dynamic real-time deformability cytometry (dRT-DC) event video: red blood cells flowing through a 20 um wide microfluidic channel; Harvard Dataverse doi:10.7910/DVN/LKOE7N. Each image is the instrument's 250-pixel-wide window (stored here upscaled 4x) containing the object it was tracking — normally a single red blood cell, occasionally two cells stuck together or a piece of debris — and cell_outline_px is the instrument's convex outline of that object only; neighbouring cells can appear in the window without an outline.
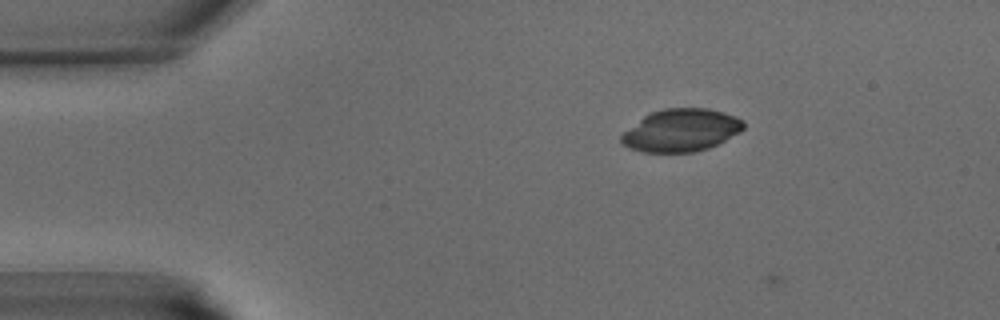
{"species": "common noctule bat (a hibernating species)", "species_latin": "Nyctalus noctula", "temperature_condition": "warm", "stored_images_in_passage": 4, "camera_frame_rate_fps": 3000, "um_per_image_px": 0.085, "animal": {"sex": "male", "body_mass_g": 15.6}, "frame": {"image": 1, "passage_image": 3, "time_ms": 0.667, "image_size_px": [1000, 320], "cell_outline_px": [[744, 128], [740, 132], [708, 148], [692, 152], [644, 152], [628, 148], [620, 140], [620, 136], [624, 132], [644, 116], [652, 112], [664, 108], [708, 108], [724, 112], [736, 116], [744, 120]], "centroid_in_image_um": [57.91, 11.07], "position_along_channel_um": 27.1, "area_um2": 30.17}}